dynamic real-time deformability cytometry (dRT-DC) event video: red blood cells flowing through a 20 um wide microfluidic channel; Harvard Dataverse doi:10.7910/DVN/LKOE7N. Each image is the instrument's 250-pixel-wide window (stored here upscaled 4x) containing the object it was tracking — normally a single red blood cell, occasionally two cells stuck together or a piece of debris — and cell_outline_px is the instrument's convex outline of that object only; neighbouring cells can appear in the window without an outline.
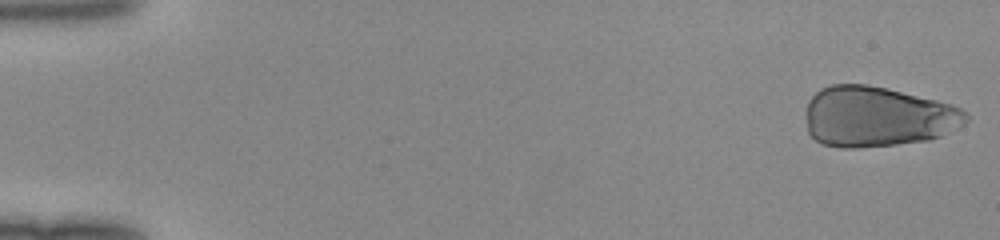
{"species": "human", "species_latin": "Homo sapiens", "temperature_condition": "room temperature", "stored_images_in_passage": 19, "camera_frame_rate_fps": 3000, "um_per_image_px": 0.085, "donor": {"sex": "female"}, "frame": {"image": 1, "passage_image": 1, "time_ms": 0.0, "image_size_px": [1000, 240], "cell_outline_px": [[968, 120], [964, 124], [940, 136], [928, 140], [896, 144], [860, 148], [840, 148], [820, 144], [808, 132], [808, 100], [820, 88], [832, 84], [864, 84], [888, 88], [952, 104], [960, 108], [968, 116]], "centroid_in_image_um": [74.57, 9.92], "position_along_channel_um": 10.4, "area_um2": 56.36}}
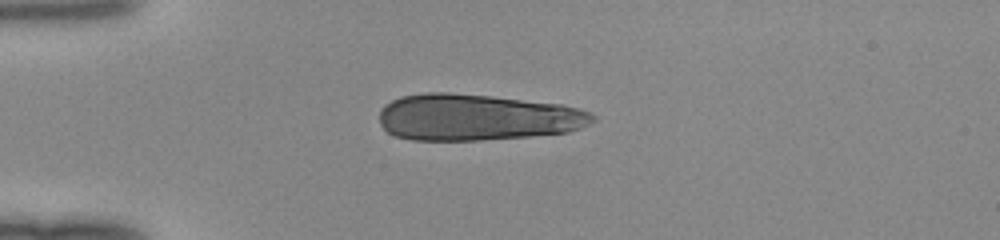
{"frame": {"image": 2, "passage_image": 13, "time_ms": 4.0, "image_size_px": [1000, 240], "cell_outline_px": [[596, 120], [580, 128], [568, 132], [528, 136], [480, 140], [412, 140], [396, 136], [388, 132], [380, 124], [380, 112], [384, 104], [400, 96], [424, 92], [448, 92], [492, 96], [564, 104], [592, 112], [596, 116]], "centroid_in_image_um": [40.54, 9.96], "position_along_channel_um": 44.5, "area_um2": 58.09}}